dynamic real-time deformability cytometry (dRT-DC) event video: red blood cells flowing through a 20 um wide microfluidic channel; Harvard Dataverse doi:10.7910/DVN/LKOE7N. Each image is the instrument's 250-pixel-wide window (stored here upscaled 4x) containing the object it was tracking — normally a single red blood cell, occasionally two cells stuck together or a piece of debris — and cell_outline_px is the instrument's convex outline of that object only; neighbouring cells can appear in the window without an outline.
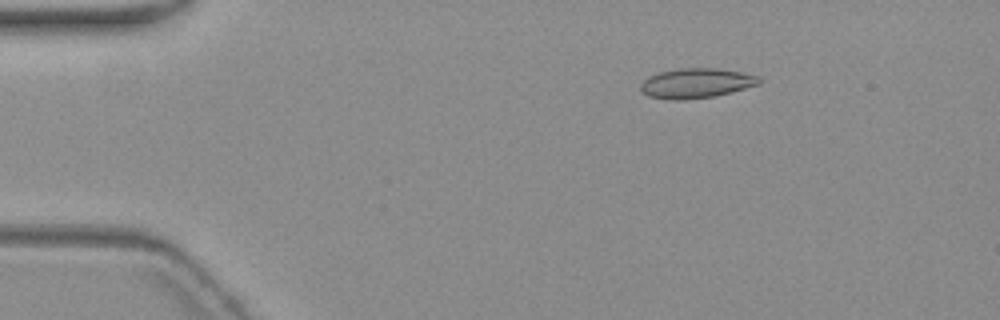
{"species": "common noctule bat (a hibernating species)", "species_latin": "Nyctalus noctula", "temperature_condition": "warm", "stored_images_in_passage": 5, "camera_frame_rate_fps": 3000, "um_per_image_px": 0.085, "animal": {"sex": "female", "body_mass_g": 19.3, "forearm_length_mm": 54.1}, "frame": {"image": 1, "passage_image": 3, "time_ms": 2.333, "image_size_px": [1000, 320], "cell_outline_px": [[764, 80], [760, 84], [732, 92], [716, 96], [680, 100], [672, 100], [648, 96], [640, 92], [640, 84], [648, 76], [660, 72], [680, 68], [720, 68], [744, 72], [760, 76]], "centroid_in_image_um": [59.22, 7.06], "position_along_channel_um": 25.8, "area_um2": 20.98}}